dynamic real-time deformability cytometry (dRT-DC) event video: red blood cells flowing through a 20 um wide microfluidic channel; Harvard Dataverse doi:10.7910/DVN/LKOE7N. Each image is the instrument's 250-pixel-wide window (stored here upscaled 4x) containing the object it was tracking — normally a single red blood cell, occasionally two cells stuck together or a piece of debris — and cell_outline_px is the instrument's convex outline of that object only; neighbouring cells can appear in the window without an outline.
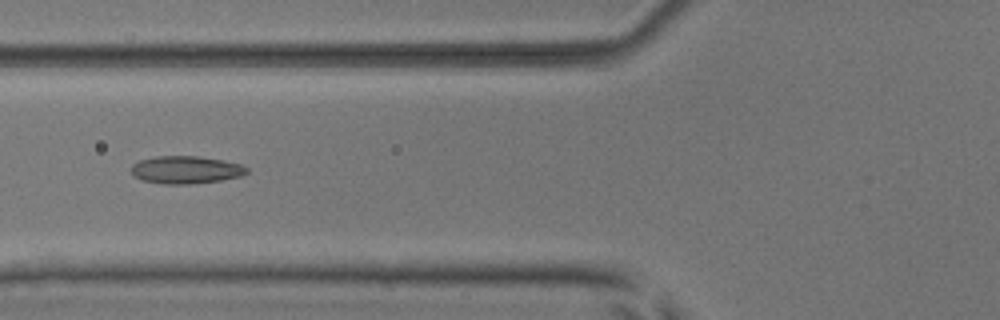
{"species": "common noctule bat (a hibernating species)", "species_latin": "Nyctalus noctula", "temperature_condition": "room temperature", "stored_images_in_passage": 6, "camera_frame_rate_fps": 3000, "um_per_image_px": 0.085, "animal": {"sex": "male", "body_mass_g": 17.9, "forearm_length_mm": 54.2}, "frame": {"image": 1, "passage_image": 6, "time_ms": 1.667, "image_size_px": [1000, 320], "cell_outline_px": [[248, 172], [240, 176], [220, 180], [188, 184], [164, 184], [144, 180], [132, 176], [132, 164], [140, 160], [156, 156], [196, 156], [220, 160], [240, 164], [248, 168]], "centroid_in_image_um": [15.77, 14.43], "position_along_channel_um": 110.0, "area_um2": 18.38}}